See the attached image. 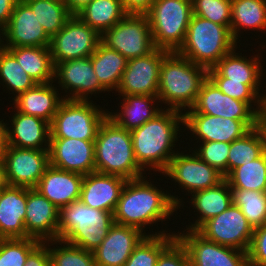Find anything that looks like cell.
<instances>
[{"mask_svg":"<svg viewBox=\"0 0 266 266\" xmlns=\"http://www.w3.org/2000/svg\"><path fill=\"white\" fill-rule=\"evenodd\" d=\"M146 177L127 180L114 210V222L137 228L165 221L183 204L182 198L160 190Z\"/></svg>","mask_w":266,"mask_h":266,"instance_id":"1","label":"cell"},{"mask_svg":"<svg viewBox=\"0 0 266 266\" xmlns=\"http://www.w3.org/2000/svg\"><path fill=\"white\" fill-rule=\"evenodd\" d=\"M180 122L184 125L183 112L163 108L153 119L130 131L134 155L143 170L164 172L176 154L173 147L181 132Z\"/></svg>","mask_w":266,"mask_h":266,"instance_id":"2","label":"cell"},{"mask_svg":"<svg viewBox=\"0 0 266 266\" xmlns=\"http://www.w3.org/2000/svg\"><path fill=\"white\" fill-rule=\"evenodd\" d=\"M207 78L208 69L196 65L177 51L169 52L160 67L159 102L167 104V109L180 112L191 109Z\"/></svg>","mask_w":266,"mask_h":266,"instance_id":"3","label":"cell"},{"mask_svg":"<svg viewBox=\"0 0 266 266\" xmlns=\"http://www.w3.org/2000/svg\"><path fill=\"white\" fill-rule=\"evenodd\" d=\"M94 153L97 173L118 175L131 180L143 177L147 171L136 161L131 132L120 128L108 117L97 131Z\"/></svg>","mask_w":266,"mask_h":266,"instance_id":"4","label":"cell"},{"mask_svg":"<svg viewBox=\"0 0 266 266\" xmlns=\"http://www.w3.org/2000/svg\"><path fill=\"white\" fill-rule=\"evenodd\" d=\"M114 223L113 213L88 207L77 200L60 210L58 239L93 252Z\"/></svg>","mask_w":266,"mask_h":266,"instance_id":"5","label":"cell"},{"mask_svg":"<svg viewBox=\"0 0 266 266\" xmlns=\"http://www.w3.org/2000/svg\"><path fill=\"white\" fill-rule=\"evenodd\" d=\"M237 43L226 26L192 15L184 44L177 52L196 65L210 69L236 48Z\"/></svg>","mask_w":266,"mask_h":266,"instance_id":"6","label":"cell"},{"mask_svg":"<svg viewBox=\"0 0 266 266\" xmlns=\"http://www.w3.org/2000/svg\"><path fill=\"white\" fill-rule=\"evenodd\" d=\"M146 15L155 47L178 51L193 15L192 0H155Z\"/></svg>","mask_w":266,"mask_h":266,"instance_id":"7","label":"cell"},{"mask_svg":"<svg viewBox=\"0 0 266 266\" xmlns=\"http://www.w3.org/2000/svg\"><path fill=\"white\" fill-rule=\"evenodd\" d=\"M92 102L64 99L50 124L51 138L95 140L107 112Z\"/></svg>","mask_w":266,"mask_h":266,"instance_id":"8","label":"cell"},{"mask_svg":"<svg viewBox=\"0 0 266 266\" xmlns=\"http://www.w3.org/2000/svg\"><path fill=\"white\" fill-rule=\"evenodd\" d=\"M101 42L127 60L146 56L156 49L147 15L127 14L101 35Z\"/></svg>","mask_w":266,"mask_h":266,"instance_id":"9","label":"cell"},{"mask_svg":"<svg viewBox=\"0 0 266 266\" xmlns=\"http://www.w3.org/2000/svg\"><path fill=\"white\" fill-rule=\"evenodd\" d=\"M101 42V35L84 23L77 15H72L64 27L50 42L53 65L63 61L90 57Z\"/></svg>","mask_w":266,"mask_h":266,"instance_id":"10","label":"cell"},{"mask_svg":"<svg viewBox=\"0 0 266 266\" xmlns=\"http://www.w3.org/2000/svg\"><path fill=\"white\" fill-rule=\"evenodd\" d=\"M205 239L248 252L254 229L239 207L231 205L204 222L197 230Z\"/></svg>","mask_w":266,"mask_h":266,"instance_id":"11","label":"cell"},{"mask_svg":"<svg viewBox=\"0 0 266 266\" xmlns=\"http://www.w3.org/2000/svg\"><path fill=\"white\" fill-rule=\"evenodd\" d=\"M162 174L177 182L189 194L215 187L225 179L222 173L201 160L194 151L192 154L177 151Z\"/></svg>","mask_w":266,"mask_h":266,"instance_id":"12","label":"cell"},{"mask_svg":"<svg viewBox=\"0 0 266 266\" xmlns=\"http://www.w3.org/2000/svg\"><path fill=\"white\" fill-rule=\"evenodd\" d=\"M169 52L156 48L146 56L129 59L116 93L157 96L160 67Z\"/></svg>","mask_w":266,"mask_h":266,"instance_id":"13","label":"cell"},{"mask_svg":"<svg viewBox=\"0 0 266 266\" xmlns=\"http://www.w3.org/2000/svg\"><path fill=\"white\" fill-rule=\"evenodd\" d=\"M176 237L187 249L190 266H249L247 252L209 241L196 230L178 232Z\"/></svg>","mask_w":266,"mask_h":266,"instance_id":"14","label":"cell"},{"mask_svg":"<svg viewBox=\"0 0 266 266\" xmlns=\"http://www.w3.org/2000/svg\"><path fill=\"white\" fill-rule=\"evenodd\" d=\"M4 165L8 185L35 188L50 165L49 149L16 148L7 145Z\"/></svg>","mask_w":266,"mask_h":266,"instance_id":"15","label":"cell"},{"mask_svg":"<svg viewBox=\"0 0 266 266\" xmlns=\"http://www.w3.org/2000/svg\"><path fill=\"white\" fill-rule=\"evenodd\" d=\"M54 79L55 82L58 80L57 83L62 88L60 90L68 92L64 99L88 101L93 93L97 95L107 91L94 72L91 57L55 64Z\"/></svg>","mask_w":266,"mask_h":266,"instance_id":"16","label":"cell"},{"mask_svg":"<svg viewBox=\"0 0 266 266\" xmlns=\"http://www.w3.org/2000/svg\"><path fill=\"white\" fill-rule=\"evenodd\" d=\"M183 114H206L241 121H259V114L248 103L224 94L209 78L202 84L195 105Z\"/></svg>","mask_w":266,"mask_h":266,"instance_id":"17","label":"cell"},{"mask_svg":"<svg viewBox=\"0 0 266 266\" xmlns=\"http://www.w3.org/2000/svg\"><path fill=\"white\" fill-rule=\"evenodd\" d=\"M183 115L184 126L191 131L193 137H197V143L200 140L231 143L259 125V121H241L206 114Z\"/></svg>","mask_w":266,"mask_h":266,"instance_id":"18","label":"cell"},{"mask_svg":"<svg viewBox=\"0 0 266 266\" xmlns=\"http://www.w3.org/2000/svg\"><path fill=\"white\" fill-rule=\"evenodd\" d=\"M4 40L3 48L50 47L51 42L35 13L23 0L16 2L10 20L3 28Z\"/></svg>","mask_w":266,"mask_h":266,"instance_id":"19","label":"cell"},{"mask_svg":"<svg viewBox=\"0 0 266 266\" xmlns=\"http://www.w3.org/2000/svg\"><path fill=\"white\" fill-rule=\"evenodd\" d=\"M94 141L50 138V165L82 175L95 172Z\"/></svg>","mask_w":266,"mask_h":266,"instance_id":"20","label":"cell"},{"mask_svg":"<svg viewBox=\"0 0 266 266\" xmlns=\"http://www.w3.org/2000/svg\"><path fill=\"white\" fill-rule=\"evenodd\" d=\"M60 210L36 189L27 188L26 238L40 242L58 239Z\"/></svg>","mask_w":266,"mask_h":266,"instance_id":"21","label":"cell"},{"mask_svg":"<svg viewBox=\"0 0 266 266\" xmlns=\"http://www.w3.org/2000/svg\"><path fill=\"white\" fill-rule=\"evenodd\" d=\"M148 235L141 230L114 223L92 253L97 266H123L136 246Z\"/></svg>","mask_w":266,"mask_h":266,"instance_id":"22","label":"cell"},{"mask_svg":"<svg viewBox=\"0 0 266 266\" xmlns=\"http://www.w3.org/2000/svg\"><path fill=\"white\" fill-rule=\"evenodd\" d=\"M83 177L80 173L49 165L34 189L61 210L80 200Z\"/></svg>","mask_w":266,"mask_h":266,"instance_id":"23","label":"cell"},{"mask_svg":"<svg viewBox=\"0 0 266 266\" xmlns=\"http://www.w3.org/2000/svg\"><path fill=\"white\" fill-rule=\"evenodd\" d=\"M127 179L97 172L84 175L80 201L88 207L114 213Z\"/></svg>","mask_w":266,"mask_h":266,"instance_id":"24","label":"cell"},{"mask_svg":"<svg viewBox=\"0 0 266 266\" xmlns=\"http://www.w3.org/2000/svg\"><path fill=\"white\" fill-rule=\"evenodd\" d=\"M11 125L5 123L7 144L16 148L49 149L50 124L36 116L22 114L15 110ZM11 128V129H10Z\"/></svg>","mask_w":266,"mask_h":266,"instance_id":"25","label":"cell"},{"mask_svg":"<svg viewBox=\"0 0 266 266\" xmlns=\"http://www.w3.org/2000/svg\"><path fill=\"white\" fill-rule=\"evenodd\" d=\"M27 188L7 185L0 191V239L26 238Z\"/></svg>","mask_w":266,"mask_h":266,"instance_id":"26","label":"cell"},{"mask_svg":"<svg viewBox=\"0 0 266 266\" xmlns=\"http://www.w3.org/2000/svg\"><path fill=\"white\" fill-rule=\"evenodd\" d=\"M52 83H37L26 92L20 93L13 98L15 109L22 114L36 116L51 124L61 102L64 100V96L60 97L59 89L54 87L55 84Z\"/></svg>","mask_w":266,"mask_h":266,"instance_id":"27","label":"cell"},{"mask_svg":"<svg viewBox=\"0 0 266 266\" xmlns=\"http://www.w3.org/2000/svg\"><path fill=\"white\" fill-rule=\"evenodd\" d=\"M234 48L230 53L221 58L213 67L222 77L228 78L229 81H243L248 85L260 98V82L264 77L263 66L260 63L259 55L251 59L239 53ZM260 93V94H259Z\"/></svg>","mask_w":266,"mask_h":266,"instance_id":"28","label":"cell"},{"mask_svg":"<svg viewBox=\"0 0 266 266\" xmlns=\"http://www.w3.org/2000/svg\"><path fill=\"white\" fill-rule=\"evenodd\" d=\"M155 101H160L157 96L124 95L122 96L121 110H119L121 112L107 111V117L120 128L131 131L141 127L163 110L162 106L155 107Z\"/></svg>","mask_w":266,"mask_h":266,"instance_id":"29","label":"cell"},{"mask_svg":"<svg viewBox=\"0 0 266 266\" xmlns=\"http://www.w3.org/2000/svg\"><path fill=\"white\" fill-rule=\"evenodd\" d=\"M191 205L197 212V220L190 223L186 230H197L208 219L221 214L232 204V192L228 182L224 179L217 186L200 190L192 194Z\"/></svg>","mask_w":266,"mask_h":266,"instance_id":"30","label":"cell"},{"mask_svg":"<svg viewBox=\"0 0 266 266\" xmlns=\"http://www.w3.org/2000/svg\"><path fill=\"white\" fill-rule=\"evenodd\" d=\"M7 49L36 83L54 82L50 47H9Z\"/></svg>","mask_w":266,"mask_h":266,"instance_id":"31","label":"cell"},{"mask_svg":"<svg viewBox=\"0 0 266 266\" xmlns=\"http://www.w3.org/2000/svg\"><path fill=\"white\" fill-rule=\"evenodd\" d=\"M90 57L100 84L107 92L112 89L117 91L128 60L102 42L98 44L97 49Z\"/></svg>","mask_w":266,"mask_h":266,"instance_id":"32","label":"cell"},{"mask_svg":"<svg viewBox=\"0 0 266 266\" xmlns=\"http://www.w3.org/2000/svg\"><path fill=\"white\" fill-rule=\"evenodd\" d=\"M241 28L266 30V0H231L230 32L236 42Z\"/></svg>","mask_w":266,"mask_h":266,"instance_id":"33","label":"cell"},{"mask_svg":"<svg viewBox=\"0 0 266 266\" xmlns=\"http://www.w3.org/2000/svg\"><path fill=\"white\" fill-rule=\"evenodd\" d=\"M126 15L121 0H93L77 14L84 23L100 35Z\"/></svg>","mask_w":266,"mask_h":266,"instance_id":"34","label":"cell"},{"mask_svg":"<svg viewBox=\"0 0 266 266\" xmlns=\"http://www.w3.org/2000/svg\"><path fill=\"white\" fill-rule=\"evenodd\" d=\"M266 151V131L258 125L230 143L227 175L235 168L253 161Z\"/></svg>","mask_w":266,"mask_h":266,"instance_id":"35","label":"cell"},{"mask_svg":"<svg viewBox=\"0 0 266 266\" xmlns=\"http://www.w3.org/2000/svg\"><path fill=\"white\" fill-rule=\"evenodd\" d=\"M225 180L231 189L266 192V151L257 159L232 170Z\"/></svg>","mask_w":266,"mask_h":266,"instance_id":"36","label":"cell"},{"mask_svg":"<svg viewBox=\"0 0 266 266\" xmlns=\"http://www.w3.org/2000/svg\"><path fill=\"white\" fill-rule=\"evenodd\" d=\"M35 13L46 34L52 38L72 16L60 0H23Z\"/></svg>","mask_w":266,"mask_h":266,"instance_id":"37","label":"cell"},{"mask_svg":"<svg viewBox=\"0 0 266 266\" xmlns=\"http://www.w3.org/2000/svg\"><path fill=\"white\" fill-rule=\"evenodd\" d=\"M167 232L146 235L123 266H156L160 253L176 238V233Z\"/></svg>","mask_w":266,"mask_h":266,"instance_id":"38","label":"cell"},{"mask_svg":"<svg viewBox=\"0 0 266 266\" xmlns=\"http://www.w3.org/2000/svg\"><path fill=\"white\" fill-rule=\"evenodd\" d=\"M0 80L2 85H6V90H10L13 95L17 93L14 98L37 84L5 48H0Z\"/></svg>","mask_w":266,"mask_h":266,"instance_id":"39","label":"cell"},{"mask_svg":"<svg viewBox=\"0 0 266 266\" xmlns=\"http://www.w3.org/2000/svg\"><path fill=\"white\" fill-rule=\"evenodd\" d=\"M233 205L240 208L253 229L266 224V192L231 189Z\"/></svg>","mask_w":266,"mask_h":266,"instance_id":"40","label":"cell"},{"mask_svg":"<svg viewBox=\"0 0 266 266\" xmlns=\"http://www.w3.org/2000/svg\"><path fill=\"white\" fill-rule=\"evenodd\" d=\"M48 245L51 266H97L93 253L65 242L64 240H51L45 242ZM52 246L53 244L62 246ZM65 244V245H64ZM50 246V247H49Z\"/></svg>","mask_w":266,"mask_h":266,"instance_id":"41","label":"cell"},{"mask_svg":"<svg viewBox=\"0 0 266 266\" xmlns=\"http://www.w3.org/2000/svg\"><path fill=\"white\" fill-rule=\"evenodd\" d=\"M39 243L33 238H1L0 266H24L28 254Z\"/></svg>","mask_w":266,"mask_h":266,"instance_id":"42","label":"cell"},{"mask_svg":"<svg viewBox=\"0 0 266 266\" xmlns=\"http://www.w3.org/2000/svg\"><path fill=\"white\" fill-rule=\"evenodd\" d=\"M208 78L224 94L248 103L258 114L260 113L261 98L243 81H229L228 78L222 77L214 68L208 69Z\"/></svg>","mask_w":266,"mask_h":266,"instance_id":"43","label":"cell"},{"mask_svg":"<svg viewBox=\"0 0 266 266\" xmlns=\"http://www.w3.org/2000/svg\"><path fill=\"white\" fill-rule=\"evenodd\" d=\"M193 15L210 20L213 23L231 25V0H192Z\"/></svg>","mask_w":266,"mask_h":266,"instance_id":"44","label":"cell"},{"mask_svg":"<svg viewBox=\"0 0 266 266\" xmlns=\"http://www.w3.org/2000/svg\"><path fill=\"white\" fill-rule=\"evenodd\" d=\"M199 148L194 153L204 162L210 166L216 168L220 173L223 174L224 178L227 176V159L229 156L230 143L209 141L201 142Z\"/></svg>","mask_w":266,"mask_h":266,"instance_id":"45","label":"cell"},{"mask_svg":"<svg viewBox=\"0 0 266 266\" xmlns=\"http://www.w3.org/2000/svg\"><path fill=\"white\" fill-rule=\"evenodd\" d=\"M156 266H190L187 249L177 237L160 253Z\"/></svg>","mask_w":266,"mask_h":266,"instance_id":"46","label":"cell"},{"mask_svg":"<svg viewBox=\"0 0 266 266\" xmlns=\"http://www.w3.org/2000/svg\"><path fill=\"white\" fill-rule=\"evenodd\" d=\"M247 253L249 266H266V224L254 229Z\"/></svg>","mask_w":266,"mask_h":266,"instance_id":"47","label":"cell"},{"mask_svg":"<svg viewBox=\"0 0 266 266\" xmlns=\"http://www.w3.org/2000/svg\"><path fill=\"white\" fill-rule=\"evenodd\" d=\"M24 266H51L48 246L40 242L27 256Z\"/></svg>","mask_w":266,"mask_h":266,"instance_id":"48","label":"cell"},{"mask_svg":"<svg viewBox=\"0 0 266 266\" xmlns=\"http://www.w3.org/2000/svg\"><path fill=\"white\" fill-rule=\"evenodd\" d=\"M127 14L146 15L155 0H121Z\"/></svg>","mask_w":266,"mask_h":266,"instance_id":"49","label":"cell"},{"mask_svg":"<svg viewBox=\"0 0 266 266\" xmlns=\"http://www.w3.org/2000/svg\"><path fill=\"white\" fill-rule=\"evenodd\" d=\"M15 4L14 0H0V26L2 28L8 24Z\"/></svg>","mask_w":266,"mask_h":266,"instance_id":"50","label":"cell"},{"mask_svg":"<svg viewBox=\"0 0 266 266\" xmlns=\"http://www.w3.org/2000/svg\"><path fill=\"white\" fill-rule=\"evenodd\" d=\"M92 1L93 0H66L64 3L66 4L67 10L71 15H77Z\"/></svg>","mask_w":266,"mask_h":266,"instance_id":"51","label":"cell"},{"mask_svg":"<svg viewBox=\"0 0 266 266\" xmlns=\"http://www.w3.org/2000/svg\"><path fill=\"white\" fill-rule=\"evenodd\" d=\"M7 137L4 124L0 125V162H4L5 152L7 148Z\"/></svg>","mask_w":266,"mask_h":266,"instance_id":"52","label":"cell"},{"mask_svg":"<svg viewBox=\"0 0 266 266\" xmlns=\"http://www.w3.org/2000/svg\"><path fill=\"white\" fill-rule=\"evenodd\" d=\"M259 125L266 131V93H262Z\"/></svg>","mask_w":266,"mask_h":266,"instance_id":"53","label":"cell"},{"mask_svg":"<svg viewBox=\"0 0 266 266\" xmlns=\"http://www.w3.org/2000/svg\"><path fill=\"white\" fill-rule=\"evenodd\" d=\"M7 185L5 165L4 162H0V191L3 190Z\"/></svg>","mask_w":266,"mask_h":266,"instance_id":"54","label":"cell"},{"mask_svg":"<svg viewBox=\"0 0 266 266\" xmlns=\"http://www.w3.org/2000/svg\"><path fill=\"white\" fill-rule=\"evenodd\" d=\"M2 39H3V28L0 26V48H3V43L2 42H4V41Z\"/></svg>","mask_w":266,"mask_h":266,"instance_id":"55","label":"cell"}]
</instances>
